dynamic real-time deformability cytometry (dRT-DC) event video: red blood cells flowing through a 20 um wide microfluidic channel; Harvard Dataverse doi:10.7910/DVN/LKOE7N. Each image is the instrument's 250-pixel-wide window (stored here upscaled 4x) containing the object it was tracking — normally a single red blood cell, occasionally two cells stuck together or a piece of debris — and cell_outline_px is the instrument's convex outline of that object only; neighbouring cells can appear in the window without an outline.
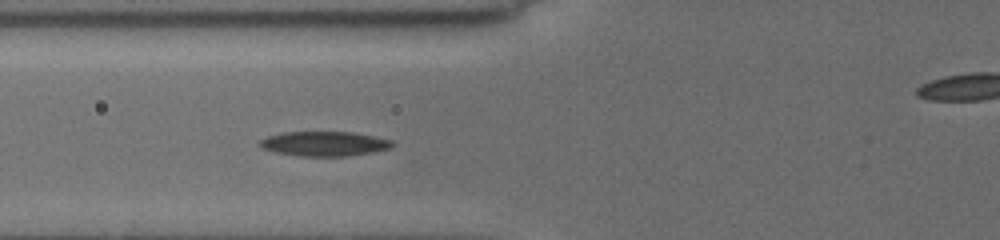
{"species": "common noctule bat (a hibernating species)", "species_latin": "Nyctalus noctula", "temperature_condition": "cold", "stored_images_in_passage": 8, "segment_of_instrument_passage": [1, 2], "camera_frame_rate_fps": 3000, "um_per_image_px": 0.085, "animal": {"sex": "female", "body_mass_g": 19.5, "forearm_length_mm": 54.1}, "frame": {"image": 1, "passage_image": 7, "time_ms": 5.667, "image_size_px": [1000, 240], "cell_outline_px": [[396, 144], [392, 148], [372, 152], [348, 156], [296, 156], [272, 152], [260, 148], [256, 144], [260, 140], [268, 136], [280, 132], [352, 132], [392, 140]], "centroid_in_image_um": [27.51, 12.22], "position_along_channel_um": 98.3, "area_um2": 19.36}}